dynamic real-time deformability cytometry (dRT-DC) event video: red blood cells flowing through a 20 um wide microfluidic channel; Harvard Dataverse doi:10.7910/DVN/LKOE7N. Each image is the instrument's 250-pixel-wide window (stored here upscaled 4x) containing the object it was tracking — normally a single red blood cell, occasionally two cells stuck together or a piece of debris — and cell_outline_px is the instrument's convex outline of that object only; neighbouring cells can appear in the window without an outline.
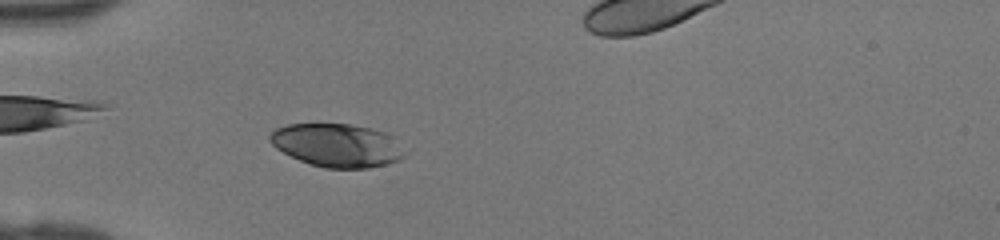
{"species": "human", "species_latin": "Homo sapiens", "temperature_condition": "room temperature", "stored_images_in_passage": 37, "camera_frame_rate_fps": 3000, "um_per_image_px": 0.085, "donor": {"sex": "female"}, "frame": {"image": 1, "passage_image": 5, "time_ms": 1.333, "image_size_px": [1000, 240], "cell_outline_px": [[408, 152], [400, 160], [368, 168], [324, 168], [300, 160], [276, 148], [268, 140], [268, 136], [276, 128], [288, 124], [348, 124], [372, 128], [396, 136]], "centroid_in_image_um": [28.72, 12.34], "position_along_channel_um": 56.3, "area_um2": 34.28}}
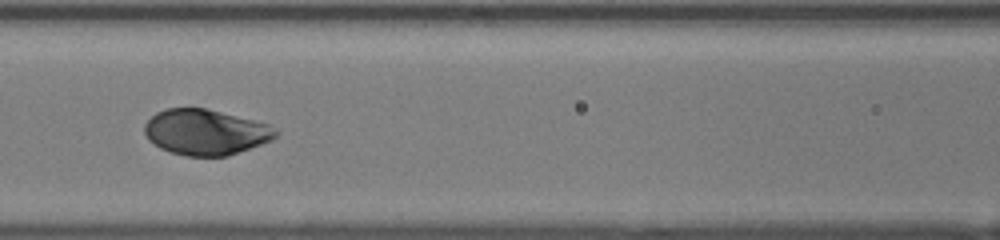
{"frame": {"image": 2, "passage_image": 12, "time_ms": 3.667, "image_size_px": [1000, 240], "cell_outline_px": [[280, 132], [272, 140], [228, 156], [184, 156], [160, 148], [148, 140], [144, 132], [144, 124], [156, 112], [168, 108], [204, 108], [268, 124], [276, 128]], "centroid_in_image_um": [17.46, 11.24], "position_along_channel_um": 149.1, "area_um2": 34.74}}
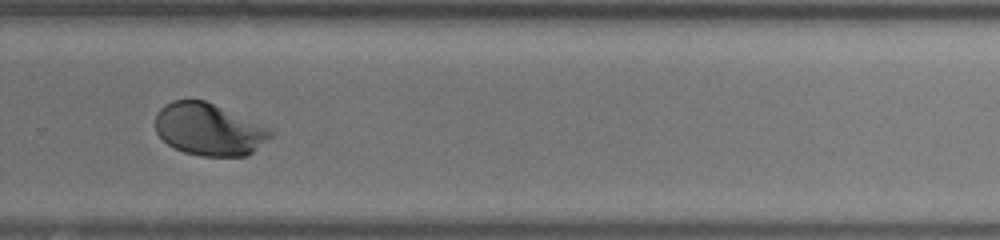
{"frame": {"image": 3, "passage_image": 23, "time_ms": 7.333, "image_size_px": [1000, 240], "cell_outline_px": [[276, 132], [272, 136], [248, 156], [200, 156], [184, 152], [168, 144], [156, 132], [156, 112], [164, 104], [172, 100], [204, 100], [268, 128]], "centroid_in_image_um": [17.74, 11.01], "position_along_channel_um": 312.1, "area_um2": 34.68}}